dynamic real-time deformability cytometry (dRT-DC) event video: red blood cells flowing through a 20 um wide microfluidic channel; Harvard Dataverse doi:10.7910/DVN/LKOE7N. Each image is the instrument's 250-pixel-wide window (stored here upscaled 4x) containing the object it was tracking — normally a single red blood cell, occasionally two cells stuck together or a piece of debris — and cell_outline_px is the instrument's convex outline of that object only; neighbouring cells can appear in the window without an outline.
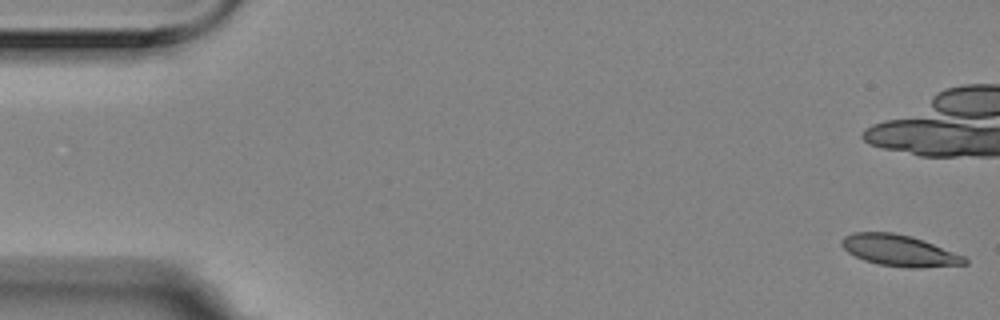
{"species": "Egyptian fruit bat (a non-hibernating species)", "species_latin": "Rousettus aegyptiacus", "temperature_condition": "room temperature", "stored_images_in_passage": 15, "camera_frame_rate_fps": 3000, "um_per_image_px": 0.085, "animal": {"sex": "female"}, "frame": {"image": 1, "passage_image": 1, "time_ms": 0.0, "image_size_px": [1000, 320], "cell_outline_px": [[968, 264], [920, 268], [908, 268], [880, 264], [864, 260], [848, 252], [840, 244], [840, 240], [844, 236], [852, 232], [892, 232], [912, 236], [964, 256], [968, 260]], "centroid_in_image_um": [76.43, 21.29], "position_along_channel_um": 8.6, "area_um2": 22.37}}